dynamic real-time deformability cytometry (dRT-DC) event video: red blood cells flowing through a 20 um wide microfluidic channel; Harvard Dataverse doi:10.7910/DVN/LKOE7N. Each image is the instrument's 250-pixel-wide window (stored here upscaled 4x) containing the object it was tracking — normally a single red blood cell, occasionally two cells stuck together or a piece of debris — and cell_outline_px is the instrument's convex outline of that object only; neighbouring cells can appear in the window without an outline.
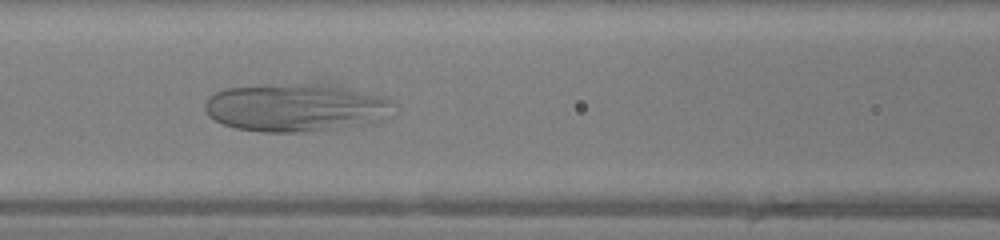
{"species": "human", "species_latin": "Homo sapiens", "temperature_condition": "warm", "stored_images_in_passage": 36, "camera_frame_rate_fps": 3000, "um_per_image_px": 0.085, "donor": {"sex": "female"}, "frame": {"image": 1, "passage_image": 8, "time_ms": 2.333, "image_size_px": [1000, 240], "cell_outline_px": [[392, 104], [380, 120], [372, 124], [348, 128], [304, 132], [264, 132], [236, 128], [224, 124], [208, 116], [204, 108], [204, 104], [216, 92], [228, 88], [336, 88], [360, 92], [380, 96], [392, 100]], "centroid_in_image_um": [25.11, 9.26], "position_along_channel_um": 141.5, "area_um2": 49.77}}
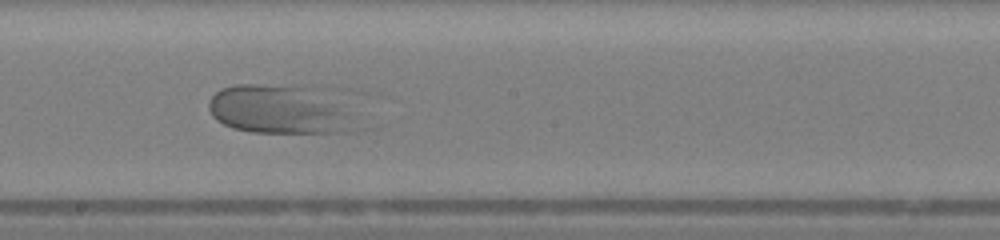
{"frame": {"image": 2, "passage_image": 14, "time_ms": 4.333, "image_size_px": [1000, 240], "cell_outline_px": [[352, 128], [348, 132], [252, 132], [232, 128], [216, 120], [212, 116], [208, 108], [208, 100], [220, 88], [236, 84], [256, 84], [340, 88]], "centroid_in_image_um": [23.84, 9.23], "position_along_channel_um": 224.4, "area_um2": 43.29}}
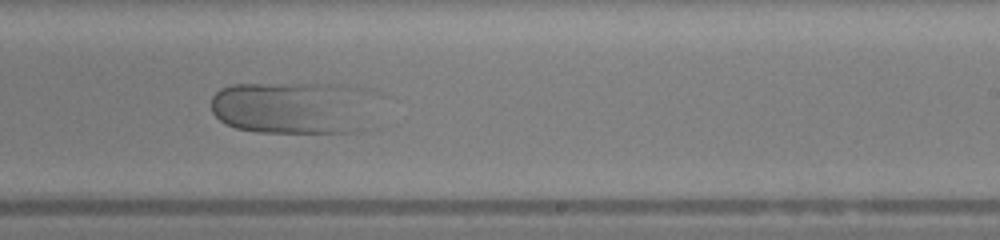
{"frame": {"image": 3, "passage_image": 17, "time_ms": 5.333, "image_size_px": [1000, 240], "cell_outline_px": [[376, 92], [352, 132], [256, 132], [236, 128], [224, 124], [212, 112], [212, 96], [220, 88], [232, 84], [340, 84], [364, 88]], "centroid_in_image_um": [24.77, 9.11], "position_along_channel_um": 264.2, "area_um2": 49.88}}